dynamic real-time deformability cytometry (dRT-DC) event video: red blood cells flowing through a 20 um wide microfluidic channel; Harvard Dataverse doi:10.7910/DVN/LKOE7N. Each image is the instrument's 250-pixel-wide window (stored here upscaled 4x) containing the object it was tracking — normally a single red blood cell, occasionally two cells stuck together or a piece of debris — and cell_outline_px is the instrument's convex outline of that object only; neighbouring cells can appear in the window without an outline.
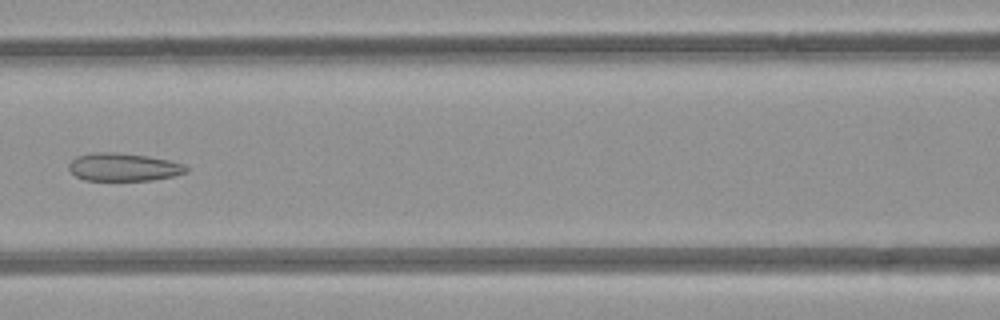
{"species": "common noctule bat (a hibernating species)", "species_latin": "Nyctalus noctula", "temperature_condition": "room temperature", "stored_images_in_passage": 6, "camera_frame_rate_fps": 3000, "um_per_image_px": 0.085, "animal": {"sex": "female", "body_mass_g": 21.9}, "frame": {"image": 1, "passage_image": 6, "time_ms": 5.667, "image_size_px": [1000, 320], "cell_outline_px": [[188, 172], [172, 176], [152, 180], [84, 180], [76, 176], [68, 168], [68, 164], [76, 156], [92, 152], [112, 152], [148, 156], [168, 160], [184, 164], [188, 168]], "centroid_in_image_um": [10.48, 14.2], "position_along_channel_um": 156.1, "area_um2": 19.07}}